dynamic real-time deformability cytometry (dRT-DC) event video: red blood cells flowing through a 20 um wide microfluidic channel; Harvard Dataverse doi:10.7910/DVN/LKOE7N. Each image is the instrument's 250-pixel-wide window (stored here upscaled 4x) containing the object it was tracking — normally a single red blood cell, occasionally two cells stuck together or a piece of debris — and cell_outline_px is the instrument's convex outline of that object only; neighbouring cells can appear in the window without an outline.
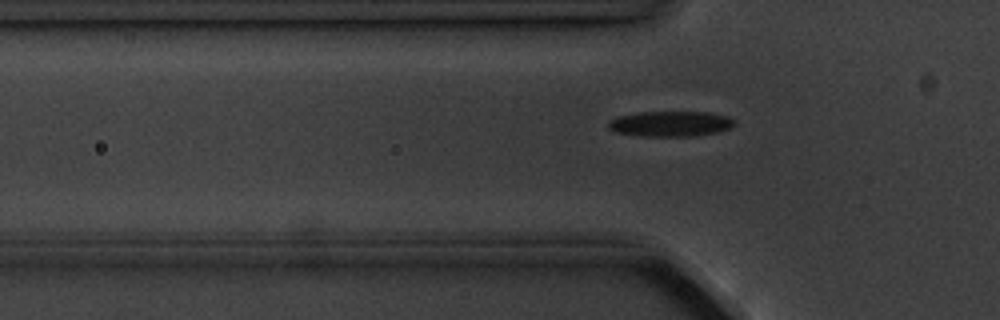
{"species": "common noctule bat (a hibernating species)", "species_latin": "Nyctalus noctula", "temperature_condition": "cold", "stored_images_in_passage": 6, "camera_frame_rate_fps": 3000, "um_per_image_px": 0.085, "animal": {"sex": "male", "body_mass_g": 20.1, "forearm_length_mm": 53.5}, "frame": {"image": 1, "passage_image": 6, "time_ms": 5.667, "image_size_px": [1000, 320], "cell_outline_px": [[736, 124], [728, 128], [716, 132], [692, 136], [640, 136], [612, 132], [608, 128], [608, 120], [616, 116], [636, 112], [708, 112], [728, 116], [736, 120]], "centroid_in_image_um": [56.93, 10.51], "position_along_channel_um": 68.9, "area_um2": 18.9}}